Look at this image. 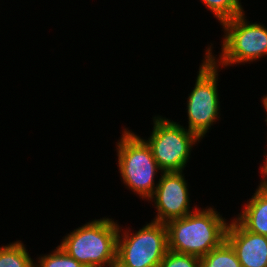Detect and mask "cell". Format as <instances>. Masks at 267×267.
I'll use <instances>...</instances> for the list:
<instances>
[{
	"mask_svg": "<svg viewBox=\"0 0 267 267\" xmlns=\"http://www.w3.org/2000/svg\"><path fill=\"white\" fill-rule=\"evenodd\" d=\"M118 232L117 221L102 217L74 229L59 246L85 267H105L116 260Z\"/></svg>",
	"mask_w": 267,
	"mask_h": 267,
	"instance_id": "2",
	"label": "cell"
},
{
	"mask_svg": "<svg viewBox=\"0 0 267 267\" xmlns=\"http://www.w3.org/2000/svg\"><path fill=\"white\" fill-rule=\"evenodd\" d=\"M199 66L193 90L188 94V130L200 139L205 137L220 116V99L217 88L218 69L206 55ZM214 122V123H213Z\"/></svg>",
	"mask_w": 267,
	"mask_h": 267,
	"instance_id": "7",
	"label": "cell"
},
{
	"mask_svg": "<svg viewBox=\"0 0 267 267\" xmlns=\"http://www.w3.org/2000/svg\"><path fill=\"white\" fill-rule=\"evenodd\" d=\"M214 17L221 23L233 19L244 12L239 0H201Z\"/></svg>",
	"mask_w": 267,
	"mask_h": 267,
	"instance_id": "13",
	"label": "cell"
},
{
	"mask_svg": "<svg viewBox=\"0 0 267 267\" xmlns=\"http://www.w3.org/2000/svg\"><path fill=\"white\" fill-rule=\"evenodd\" d=\"M235 219L246 230L267 236V190L258 185L252 198Z\"/></svg>",
	"mask_w": 267,
	"mask_h": 267,
	"instance_id": "10",
	"label": "cell"
},
{
	"mask_svg": "<svg viewBox=\"0 0 267 267\" xmlns=\"http://www.w3.org/2000/svg\"><path fill=\"white\" fill-rule=\"evenodd\" d=\"M35 264L36 263L34 262L31 267H39L37 264L36 265Z\"/></svg>",
	"mask_w": 267,
	"mask_h": 267,
	"instance_id": "19",
	"label": "cell"
},
{
	"mask_svg": "<svg viewBox=\"0 0 267 267\" xmlns=\"http://www.w3.org/2000/svg\"><path fill=\"white\" fill-rule=\"evenodd\" d=\"M120 227L116 260L125 267H158L168 251L165 223L151 220L134 234Z\"/></svg>",
	"mask_w": 267,
	"mask_h": 267,
	"instance_id": "6",
	"label": "cell"
},
{
	"mask_svg": "<svg viewBox=\"0 0 267 267\" xmlns=\"http://www.w3.org/2000/svg\"><path fill=\"white\" fill-rule=\"evenodd\" d=\"M158 267H200V258L168 250Z\"/></svg>",
	"mask_w": 267,
	"mask_h": 267,
	"instance_id": "15",
	"label": "cell"
},
{
	"mask_svg": "<svg viewBox=\"0 0 267 267\" xmlns=\"http://www.w3.org/2000/svg\"><path fill=\"white\" fill-rule=\"evenodd\" d=\"M225 240L234 249L242 267H267V236L246 230L233 218L227 226Z\"/></svg>",
	"mask_w": 267,
	"mask_h": 267,
	"instance_id": "9",
	"label": "cell"
},
{
	"mask_svg": "<svg viewBox=\"0 0 267 267\" xmlns=\"http://www.w3.org/2000/svg\"><path fill=\"white\" fill-rule=\"evenodd\" d=\"M153 196L148 200L155 204L157 215L152 221L166 223L172 219L182 218L190 211L188 183L183 171L161 172Z\"/></svg>",
	"mask_w": 267,
	"mask_h": 267,
	"instance_id": "8",
	"label": "cell"
},
{
	"mask_svg": "<svg viewBox=\"0 0 267 267\" xmlns=\"http://www.w3.org/2000/svg\"><path fill=\"white\" fill-rule=\"evenodd\" d=\"M105 267H125V266L122 265L119 261L115 260L110 264H107Z\"/></svg>",
	"mask_w": 267,
	"mask_h": 267,
	"instance_id": "17",
	"label": "cell"
},
{
	"mask_svg": "<svg viewBox=\"0 0 267 267\" xmlns=\"http://www.w3.org/2000/svg\"><path fill=\"white\" fill-rule=\"evenodd\" d=\"M39 267H85L67 254L59 245L52 253L39 257Z\"/></svg>",
	"mask_w": 267,
	"mask_h": 267,
	"instance_id": "14",
	"label": "cell"
},
{
	"mask_svg": "<svg viewBox=\"0 0 267 267\" xmlns=\"http://www.w3.org/2000/svg\"><path fill=\"white\" fill-rule=\"evenodd\" d=\"M118 170L123 184L140 198L149 200L155 190L154 176L160 170L145 139L124 128L117 142Z\"/></svg>",
	"mask_w": 267,
	"mask_h": 267,
	"instance_id": "4",
	"label": "cell"
},
{
	"mask_svg": "<svg viewBox=\"0 0 267 267\" xmlns=\"http://www.w3.org/2000/svg\"><path fill=\"white\" fill-rule=\"evenodd\" d=\"M153 130L146 143L150 146L160 172L183 171L193 145L201 139L177 122L162 116L153 118Z\"/></svg>",
	"mask_w": 267,
	"mask_h": 267,
	"instance_id": "5",
	"label": "cell"
},
{
	"mask_svg": "<svg viewBox=\"0 0 267 267\" xmlns=\"http://www.w3.org/2000/svg\"><path fill=\"white\" fill-rule=\"evenodd\" d=\"M266 157L264 159V163L262 164L263 166L260 167V173H262V179L260 182V186L267 190V152L264 154Z\"/></svg>",
	"mask_w": 267,
	"mask_h": 267,
	"instance_id": "16",
	"label": "cell"
},
{
	"mask_svg": "<svg viewBox=\"0 0 267 267\" xmlns=\"http://www.w3.org/2000/svg\"><path fill=\"white\" fill-rule=\"evenodd\" d=\"M224 38L218 59L212 54V45L205 55L216 65L227 67L258 60L267 55V28L264 24L250 23L245 13L221 23Z\"/></svg>",
	"mask_w": 267,
	"mask_h": 267,
	"instance_id": "3",
	"label": "cell"
},
{
	"mask_svg": "<svg viewBox=\"0 0 267 267\" xmlns=\"http://www.w3.org/2000/svg\"><path fill=\"white\" fill-rule=\"evenodd\" d=\"M200 267H242L232 246L224 240L200 258Z\"/></svg>",
	"mask_w": 267,
	"mask_h": 267,
	"instance_id": "11",
	"label": "cell"
},
{
	"mask_svg": "<svg viewBox=\"0 0 267 267\" xmlns=\"http://www.w3.org/2000/svg\"><path fill=\"white\" fill-rule=\"evenodd\" d=\"M215 210L197 208L166 222L168 250L201 258L218 247L225 240L228 223Z\"/></svg>",
	"mask_w": 267,
	"mask_h": 267,
	"instance_id": "1",
	"label": "cell"
},
{
	"mask_svg": "<svg viewBox=\"0 0 267 267\" xmlns=\"http://www.w3.org/2000/svg\"><path fill=\"white\" fill-rule=\"evenodd\" d=\"M262 103H263L264 109L266 110V113H267V95L262 97ZM265 122H267V118H266Z\"/></svg>",
	"mask_w": 267,
	"mask_h": 267,
	"instance_id": "18",
	"label": "cell"
},
{
	"mask_svg": "<svg viewBox=\"0 0 267 267\" xmlns=\"http://www.w3.org/2000/svg\"><path fill=\"white\" fill-rule=\"evenodd\" d=\"M22 241L0 247V267H31L34 260Z\"/></svg>",
	"mask_w": 267,
	"mask_h": 267,
	"instance_id": "12",
	"label": "cell"
}]
</instances>
